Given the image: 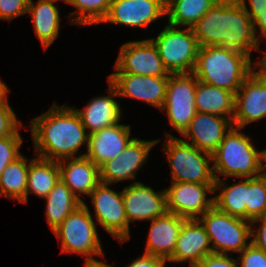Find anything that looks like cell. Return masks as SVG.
Returning a JSON list of instances; mask_svg holds the SVG:
<instances>
[{
	"instance_id": "1",
	"label": "cell",
	"mask_w": 266,
	"mask_h": 267,
	"mask_svg": "<svg viewBox=\"0 0 266 267\" xmlns=\"http://www.w3.org/2000/svg\"><path fill=\"white\" fill-rule=\"evenodd\" d=\"M35 155L60 161L66 158L83 157L76 153L86 144L89 134L72 106H59L56 102L49 110L30 121Z\"/></svg>"
},
{
	"instance_id": "2",
	"label": "cell",
	"mask_w": 266,
	"mask_h": 267,
	"mask_svg": "<svg viewBox=\"0 0 266 267\" xmlns=\"http://www.w3.org/2000/svg\"><path fill=\"white\" fill-rule=\"evenodd\" d=\"M192 29L200 47L223 46L250 57L260 50L253 22L238 0L217 1Z\"/></svg>"
},
{
	"instance_id": "3",
	"label": "cell",
	"mask_w": 266,
	"mask_h": 267,
	"mask_svg": "<svg viewBox=\"0 0 266 267\" xmlns=\"http://www.w3.org/2000/svg\"><path fill=\"white\" fill-rule=\"evenodd\" d=\"M259 61L241 51L223 46H203L193 69L200 82L236 93L243 81L255 70Z\"/></svg>"
},
{
	"instance_id": "4",
	"label": "cell",
	"mask_w": 266,
	"mask_h": 267,
	"mask_svg": "<svg viewBox=\"0 0 266 267\" xmlns=\"http://www.w3.org/2000/svg\"><path fill=\"white\" fill-rule=\"evenodd\" d=\"M241 128L232 127L212 155L215 179L255 178L265 172V159ZM219 174V175H218Z\"/></svg>"
},
{
	"instance_id": "5",
	"label": "cell",
	"mask_w": 266,
	"mask_h": 267,
	"mask_svg": "<svg viewBox=\"0 0 266 267\" xmlns=\"http://www.w3.org/2000/svg\"><path fill=\"white\" fill-rule=\"evenodd\" d=\"M92 212L87 203L78 206L64 221L52 231L59 242L61 241V253L79 254L85 257V261L97 260L94 256L105 257V253L99 240Z\"/></svg>"
},
{
	"instance_id": "6",
	"label": "cell",
	"mask_w": 266,
	"mask_h": 267,
	"mask_svg": "<svg viewBox=\"0 0 266 267\" xmlns=\"http://www.w3.org/2000/svg\"><path fill=\"white\" fill-rule=\"evenodd\" d=\"M163 144L172 182L215 183L212 155L166 132Z\"/></svg>"
},
{
	"instance_id": "7",
	"label": "cell",
	"mask_w": 266,
	"mask_h": 267,
	"mask_svg": "<svg viewBox=\"0 0 266 267\" xmlns=\"http://www.w3.org/2000/svg\"><path fill=\"white\" fill-rule=\"evenodd\" d=\"M150 40L170 74L193 72L200 46L192 28L179 29L167 24Z\"/></svg>"
},
{
	"instance_id": "8",
	"label": "cell",
	"mask_w": 266,
	"mask_h": 267,
	"mask_svg": "<svg viewBox=\"0 0 266 267\" xmlns=\"http://www.w3.org/2000/svg\"><path fill=\"white\" fill-rule=\"evenodd\" d=\"M199 220L206 230L213 253H240L251 243L250 221L223 213L215 206Z\"/></svg>"
},
{
	"instance_id": "9",
	"label": "cell",
	"mask_w": 266,
	"mask_h": 267,
	"mask_svg": "<svg viewBox=\"0 0 266 267\" xmlns=\"http://www.w3.org/2000/svg\"><path fill=\"white\" fill-rule=\"evenodd\" d=\"M197 79L191 73L170 74L165 101L161 111L166 110L169 125L180 135L188 128L197 113L195 91Z\"/></svg>"
},
{
	"instance_id": "10",
	"label": "cell",
	"mask_w": 266,
	"mask_h": 267,
	"mask_svg": "<svg viewBox=\"0 0 266 267\" xmlns=\"http://www.w3.org/2000/svg\"><path fill=\"white\" fill-rule=\"evenodd\" d=\"M100 182L91 192L97 225L102 226L121 244L129 241L130 225L125 213L122 191L116 192Z\"/></svg>"
},
{
	"instance_id": "11",
	"label": "cell",
	"mask_w": 266,
	"mask_h": 267,
	"mask_svg": "<svg viewBox=\"0 0 266 267\" xmlns=\"http://www.w3.org/2000/svg\"><path fill=\"white\" fill-rule=\"evenodd\" d=\"M215 183H183L171 182L170 187L164 188L166 193L167 210L185 219H199L206 211L214 206Z\"/></svg>"
},
{
	"instance_id": "12",
	"label": "cell",
	"mask_w": 266,
	"mask_h": 267,
	"mask_svg": "<svg viewBox=\"0 0 266 267\" xmlns=\"http://www.w3.org/2000/svg\"><path fill=\"white\" fill-rule=\"evenodd\" d=\"M111 74H134L141 76L169 77L157 47L150 39L122 44Z\"/></svg>"
},
{
	"instance_id": "13",
	"label": "cell",
	"mask_w": 266,
	"mask_h": 267,
	"mask_svg": "<svg viewBox=\"0 0 266 267\" xmlns=\"http://www.w3.org/2000/svg\"><path fill=\"white\" fill-rule=\"evenodd\" d=\"M235 93L233 126L244 129L266 117V71L258 65Z\"/></svg>"
},
{
	"instance_id": "14",
	"label": "cell",
	"mask_w": 266,
	"mask_h": 267,
	"mask_svg": "<svg viewBox=\"0 0 266 267\" xmlns=\"http://www.w3.org/2000/svg\"><path fill=\"white\" fill-rule=\"evenodd\" d=\"M161 139L142 140L134 138L116 158L99 167L100 182L115 184L122 180H135L140 168L147 162L151 149Z\"/></svg>"
},
{
	"instance_id": "15",
	"label": "cell",
	"mask_w": 266,
	"mask_h": 267,
	"mask_svg": "<svg viewBox=\"0 0 266 267\" xmlns=\"http://www.w3.org/2000/svg\"><path fill=\"white\" fill-rule=\"evenodd\" d=\"M166 15L162 0H112L101 23L144 28Z\"/></svg>"
},
{
	"instance_id": "16",
	"label": "cell",
	"mask_w": 266,
	"mask_h": 267,
	"mask_svg": "<svg viewBox=\"0 0 266 267\" xmlns=\"http://www.w3.org/2000/svg\"><path fill=\"white\" fill-rule=\"evenodd\" d=\"M133 182L122 189L125 213L129 224L136 220L151 221L168 212L165 189L156 192L142 182Z\"/></svg>"
},
{
	"instance_id": "17",
	"label": "cell",
	"mask_w": 266,
	"mask_h": 267,
	"mask_svg": "<svg viewBox=\"0 0 266 267\" xmlns=\"http://www.w3.org/2000/svg\"><path fill=\"white\" fill-rule=\"evenodd\" d=\"M119 97L141 100L162 109L169 77L110 74L108 79Z\"/></svg>"
},
{
	"instance_id": "18",
	"label": "cell",
	"mask_w": 266,
	"mask_h": 267,
	"mask_svg": "<svg viewBox=\"0 0 266 267\" xmlns=\"http://www.w3.org/2000/svg\"><path fill=\"white\" fill-rule=\"evenodd\" d=\"M232 127L231 119L197 112L181 136L187 139L183 141L212 154Z\"/></svg>"
},
{
	"instance_id": "19",
	"label": "cell",
	"mask_w": 266,
	"mask_h": 267,
	"mask_svg": "<svg viewBox=\"0 0 266 267\" xmlns=\"http://www.w3.org/2000/svg\"><path fill=\"white\" fill-rule=\"evenodd\" d=\"M206 230L199 219H185L172 256L167 262H188L194 267L205 256L212 254Z\"/></svg>"
},
{
	"instance_id": "20",
	"label": "cell",
	"mask_w": 266,
	"mask_h": 267,
	"mask_svg": "<svg viewBox=\"0 0 266 267\" xmlns=\"http://www.w3.org/2000/svg\"><path fill=\"white\" fill-rule=\"evenodd\" d=\"M130 132L131 125L117 123L90 134L85 156L100 167L116 158L135 138L130 137Z\"/></svg>"
},
{
	"instance_id": "21",
	"label": "cell",
	"mask_w": 266,
	"mask_h": 267,
	"mask_svg": "<svg viewBox=\"0 0 266 267\" xmlns=\"http://www.w3.org/2000/svg\"><path fill=\"white\" fill-rule=\"evenodd\" d=\"M108 84L107 96L93 98L83 110L73 107L89 135L121 121L122 109L114 98L119 97L117 89L109 80Z\"/></svg>"
},
{
	"instance_id": "22",
	"label": "cell",
	"mask_w": 266,
	"mask_h": 267,
	"mask_svg": "<svg viewBox=\"0 0 266 267\" xmlns=\"http://www.w3.org/2000/svg\"><path fill=\"white\" fill-rule=\"evenodd\" d=\"M184 221L185 218L170 212L151 220L145 253L167 261L175 250Z\"/></svg>"
},
{
	"instance_id": "23",
	"label": "cell",
	"mask_w": 266,
	"mask_h": 267,
	"mask_svg": "<svg viewBox=\"0 0 266 267\" xmlns=\"http://www.w3.org/2000/svg\"><path fill=\"white\" fill-rule=\"evenodd\" d=\"M58 165L60 179L82 203L80 195L89 196L100 183L99 167L86 156L66 158L58 161Z\"/></svg>"
},
{
	"instance_id": "24",
	"label": "cell",
	"mask_w": 266,
	"mask_h": 267,
	"mask_svg": "<svg viewBox=\"0 0 266 267\" xmlns=\"http://www.w3.org/2000/svg\"><path fill=\"white\" fill-rule=\"evenodd\" d=\"M57 1L29 0L27 14L32 17L34 32L45 51L59 36L61 18L59 8L54 5Z\"/></svg>"
},
{
	"instance_id": "25",
	"label": "cell",
	"mask_w": 266,
	"mask_h": 267,
	"mask_svg": "<svg viewBox=\"0 0 266 267\" xmlns=\"http://www.w3.org/2000/svg\"><path fill=\"white\" fill-rule=\"evenodd\" d=\"M195 105L197 112L232 120L235 111V93L197 80Z\"/></svg>"
},
{
	"instance_id": "26",
	"label": "cell",
	"mask_w": 266,
	"mask_h": 267,
	"mask_svg": "<svg viewBox=\"0 0 266 267\" xmlns=\"http://www.w3.org/2000/svg\"><path fill=\"white\" fill-rule=\"evenodd\" d=\"M60 180L58 161L35 157L29 161L27 177L26 203L28 195L35 194L45 198Z\"/></svg>"
},
{
	"instance_id": "27",
	"label": "cell",
	"mask_w": 266,
	"mask_h": 267,
	"mask_svg": "<svg viewBox=\"0 0 266 267\" xmlns=\"http://www.w3.org/2000/svg\"><path fill=\"white\" fill-rule=\"evenodd\" d=\"M240 179L241 182L232 185L221 178L215 179L214 192L221 189L214 196V206L223 213L246 220L247 178Z\"/></svg>"
},
{
	"instance_id": "28",
	"label": "cell",
	"mask_w": 266,
	"mask_h": 267,
	"mask_svg": "<svg viewBox=\"0 0 266 267\" xmlns=\"http://www.w3.org/2000/svg\"><path fill=\"white\" fill-rule=\"evenodd\" d=\"M44 199L47 203L45 215L51 231L82 204L61 179Z\"/></svg>"
},
{
	"instance_id": "29",
	"label": "cell",
	"mask_w": 266,
	"mask_h": 267,
	"mask_svg": "<svg viewBox=\"0 0 266 267\" xmlns=\"http://www.w3.org/2000/svg\"><path fill=\"white\" fill-rule=\"evenodd\" d=\"M28 161L21 155L3 170L0 175V196L26 203Z\"/></svg>"
},
{
	"instance_id": "30",
	"label": "cell",
	"mask_w": 266,
	"mask_h": 267,
	"mask_svg": "<svg viewBox=\"0 0 266 267\" xmlns=\"http://www.w3.org/2000/svg\"><path fill=\"white\" fill-rule=\"evenodd\" d=\"M217 1L219 0H172L166 5L168 24L193 28Z\"/></svg>"
},
{
	"instance_id": "31",
	"label": "cell",
	"mask_w": 266,
	"mask_h": 267,
	"mask_svg": "<svg viewBox=\"0 0 266 267\" xmlns=\"http://www.w3.org/2000/svg\"><path fill=\"white\" fill-rule=\"evenodd\" d=\"M76 11L68 15L69 24L80 26L100 24L108 13L111 0H67Z\"/></svg>"
},
{
	"instance_id": "32",
	"label": "cell",
	"mask_w": 266,
	"mask_h": 267,
	"mask_svg": "<svg viewBox=\"0 0 266 267\" xmlns=\"http://www.w3.org/2000/svg\"><path fill=\"white\" fill-rule=\"evenodd\" d=\"M246 220L252 221L266 215V173L255 178H247L245 202Z\"/></svg>"
},
{
	"instance_id": "33",
	"label": "cell",
	"mask_w": 266,
	"mask_h": 267,
	"mask_svg": "<svg viewBox=\"0 0 266 267\" xmlns=\"http://www.w3.org/2000/svg\"><path fill=\"white\" fill-rule=\"evenodd\" d=\"M21 127L23 124L12 135L0 139V175L8 164L22 155L19 150L23 143L19 132Z\"/></svg>"
},
{
	"instance_id": "34",
	"label": "cell",
	"mask_w": 266,
	"mask_h": 267,
	"mask_svg": "<svg viewBox=\"0 0 266 267\" xmlns=\"http://www.w3.org/2000/svg\"><path fill=\"white\" fill-rule=\"evenodd\" d=\"M243 6L244 10L250 16L258 44L260 47V41L264 38L266 40V0H248L249 6H247L246 0H238ZM250 8V9H249ZM259 35V36H257ZM260 40V41H259Z\"/></svg>"
},
{
	"instance_id": "35",
	"label": "cell",
	"mask_w": 266,
	"mask_h": 267,
	"mask_svg": "<svg viewBox=\"0 0 266 267\" xmlns=\"http://www.w3.org/2000/svg\"><path fill=\"white\" fill-rule=\"evenodd\" d=\"M9 92L0 99V139L12 135L23 124L9 104Z\"/></svg>"
},
{
	"instance_id": "36",
	"label": "cell",
	"mask_w": 266,
	"mask_h": 267,
	"mask_svg": "<svg viewBox=\"0 0 266 267\" xmlns=\"http://www.w3.org/2000/svg\"><path fill=\"white\" fill-rule=\"evenodd\" d=\"M239 267H266V253L252 242L237 257Z\"/></svg>"
},
{
	"instance_id": "37",
	"label": "cell",
	"mask_w": 266,
	"mask_h": 267,
	"mask_svg": "<svg viewBox=\"0 0 266 267\" xmlns=\"http://www.w3.org/2000/svg\"><path fill=\"white\" fill-rule=\"evenodd\" d=\"M29 0H0V19L12 21L27 14Z\"/></svg>"
},
{
	"instance_id": "38",
	"label": "cell",
	"mask_w": 266,
	"mask_h": 267,
	"mask_svg": "<svg viewBox=\"0 0 266 267\" xmlns=\"http://www.w3.org/2000/svg\"><path fill=\"white\" fill-rule=\"evenodd\" d=\"M232 256V253L228 255L212 253L194 267H239L237 259L234 257L232 259Z\"/></svg>"
},
{
	"instance_id": "39",
	"label": "cell",
	"mask_w": 266,
	"mask_h": 267,
	"mask_svg": "<svg viewBox=\"0 0 266 267\" xmlns=\"http://www.w3.org/2000/svg\"><path fill=\"white\" fill-rule=\"evenodd\" d=\"M255 225L259 227L255 228ZM251 226H254L251 227V242L266 253V215L252 220Z\"/></svg>"
},
{
	"instance_id": "40",
	"label": "cell",
	"mask_w": 266,
	"mask_h": 267,
	"mask_svg": "<svg viewBox=\"0 0 266 267\" xmlns=\"http://www.w3.org/2000/svg\"><path fill=\"white\" fill-rule=\"evenodd\" d=\"M167 261L161 257L144 253L133 260L127 267H167Z\"/></svg>"
},
{
	"instance_id": "41",
	"label": "cell",
	"mask_w": 266,
	"mask_h": 267,
	"mask_svg": "<svg viewBox=\"0 0 266 267\" xmlns=\"http://www.w3.org/2000/svg\"><path fill=\"white\" fill-rule=\"evenodd\" d=\"M84 262L85 263L83 267H112L111 265H108L105 261L103 262L102 260H89Z\"/></svg>"
},
{
	"instance_id": "42",
	"label": "cell",
	"mask_w": 266,
	"mask_h": 267,
	"mask_svg": "<svg viewBox=\"0 0 266 267\" xmlns=\"http://www.w3.org/2000/svg\"><path fill=\"white\" fill-rule=\"evenodd\" d=\"M7 85L0 79V99L9 91Z\"/></svg>"
},
{
	"instance_id": "43",
	"label": "cell",
	"mask_w": 266,
	"mask_h": 267,
	"mask_svg": "<svg viewBox=\"0 0 266 267\" xmlns=\"http://www.w3.org/2000/svg\"><path fill=\"white\" fill-rule=\"evenodd\" d=\"M263 54V57L259 61V65L266 71V50Z\"/></svg>"
},
{
	"instance_id": "44",
	"label": "cell",
	"mask_w": 266,
	"mask_h": 267,
	"mask_svg": "<svg viewBox=\"0 0 266 267\" xmlns=\"http://www.w3.org/2000/svg\"><path fill=\"white\" fill-rule=\"evenodd\" d=\"M262 155H263V157H264V159L266 158V149H263L262 150Z\"/></svg>"
},
{
	"instance_id": "45",
	"label": "cell",
	"mask_w": 266,
	"mask_h": 267,
	"mask_svg": "<svg viewBox=\"0 0 266 267\" xmlns=\"http://www.w3.org/2000/svg\"><path fill=\"white\" fill-rule=\"evenodd\" d=\"M170 1H172V0H162V2H163L165 5H167Z\"/></svg>"
}]
</instances>
